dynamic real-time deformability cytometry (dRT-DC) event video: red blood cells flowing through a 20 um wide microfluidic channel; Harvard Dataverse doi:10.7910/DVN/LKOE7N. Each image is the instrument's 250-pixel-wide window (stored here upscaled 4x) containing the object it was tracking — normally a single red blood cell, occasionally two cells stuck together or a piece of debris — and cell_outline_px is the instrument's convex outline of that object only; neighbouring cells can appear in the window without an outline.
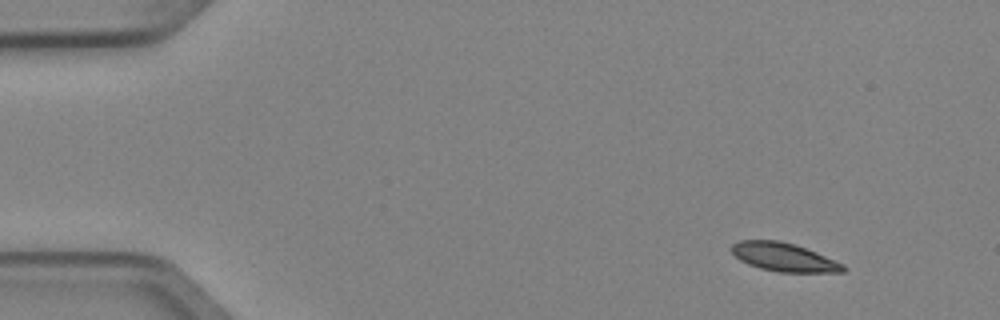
{"species": "Egyptian fruit bat (a non-hibernating species)", "species_latin": "Rousettus aegyptiacus", "temperature_condition": "cold", "stored_images_in_passage": 6, "camera_frame_rate_fps": 3000, "um_per_image_px": 0.085, "animal": {"sex": "female"}, "frame": {"image": 1, "passage_image": 1, "time_ms": 0.0, "image_size_px": [1000, 320], "cell_outline_px": [[844, 272], [780, 272], [760, 268], [748, 264], [740, 260], [728, 248], [732, 244], [740, 240], [780, 240], [796, 244], [816, 252], [844, 264]], "centroid_in_image_um": [66.59, 21.84], "position_along_channel_um": 18.4, "area_um2": 18.55}}
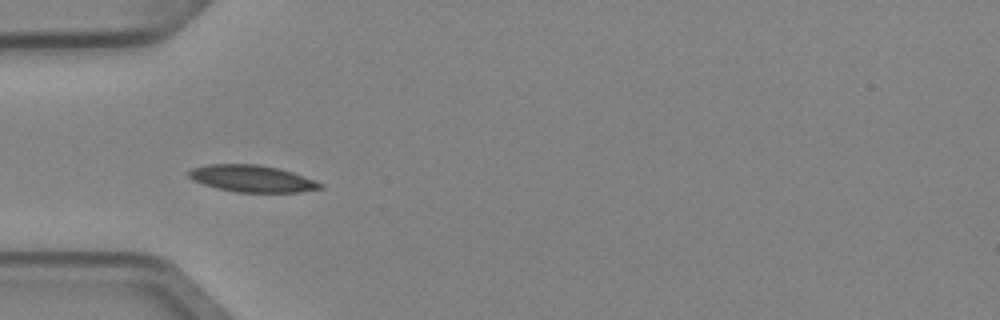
{"frame": {"image": 2, "passage_image": 4, "time_ms": 1.0, "image_size_px": [1000, 320], "cell_outline_px": [[324, 188], [300, 192], [236, 192], [216, 188], [192, 180], [188, 176], [188, 172], [192, 168], [208, 164], [256, 164], [276, 168], [292, 172], [304, 176], [324, 184]], "centroid_in_image_um": [21.42, 15.18], "position_along_channel_um": 63.6, "area_um2": 20.52}}
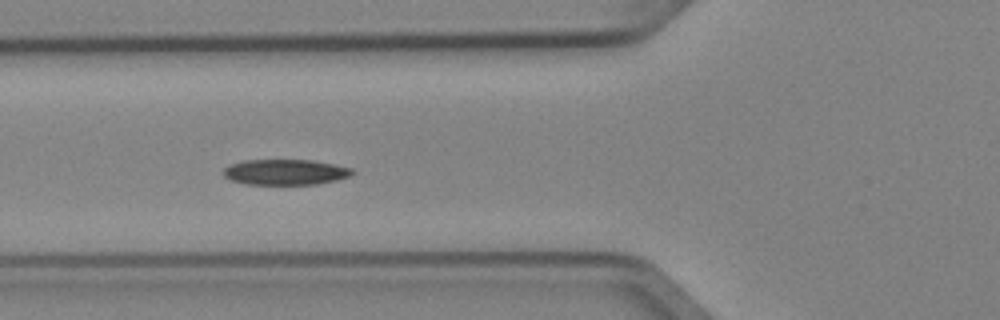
{"frame": {"image": 3, "passage_image": 5, "time_ms": 1.333, "image_size_px": [1000, 320], "cell_outline_px": [[356, 172], [352, 176], [336, 180], [316, 184], [244, 184], [232, 180], [224, 176], [220, 172], [228, 164], [244, 160], [312, 160], [352, 168]], "centroid_in_image_um": [24.23, 14.62], "position_along_channel_um": 101.6, "area_um2": 19.36}}